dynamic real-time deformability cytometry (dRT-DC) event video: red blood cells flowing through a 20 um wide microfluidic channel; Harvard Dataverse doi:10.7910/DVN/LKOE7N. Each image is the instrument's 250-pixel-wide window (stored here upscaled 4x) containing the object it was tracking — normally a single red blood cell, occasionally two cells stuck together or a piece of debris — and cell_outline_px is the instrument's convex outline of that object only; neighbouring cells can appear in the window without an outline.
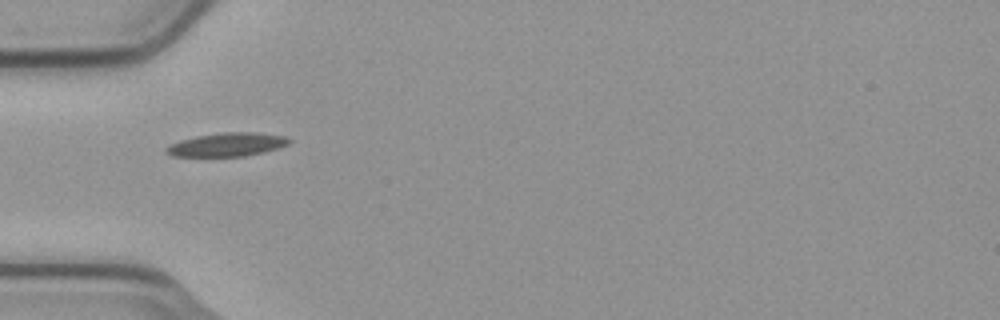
{"species": "common noctule bat (a hibernating species)", "species_latin": "Nyctalus noctula", "temperature_condition": "cold", "stored_images_in_passage": 38, "camera_frame_rate_fps": 3000, "um_per_image_px": 0.085, "animal": {"sex": "male", "body_mass_g": 23.1, "forearm_length_mm": 52.7}, "frame": {"image": 1, "passage_image": 1, "time_ms": 0.0, "image_size_px": [1000, 320], "cell_outline_px": [[292, 140], [288, 144], [264, 152], [244, 156], [172, 156], [164, 152], [164, 148], [180, 140], [196, 136], [220, 132], [256, 132], [288, 136]], "centroid_in_image_um": [19.31, 12.28], "position_along_channel_um": 65.7, "area_um2": 16.94}}
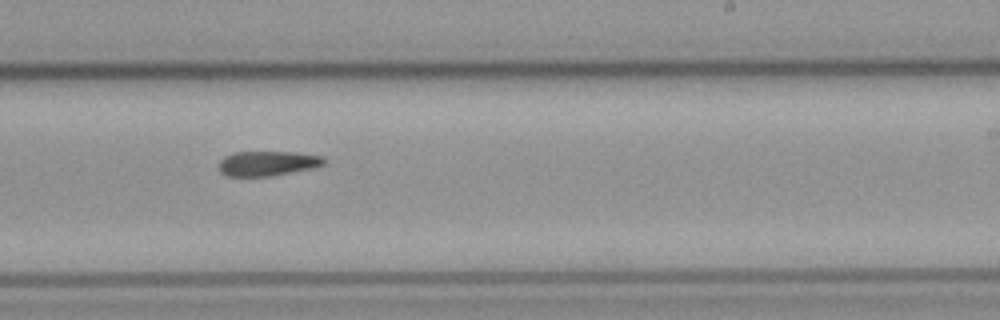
{"frame": {"image": 2, "passage_image": 17, "time_ms": 5.333, "image_size_px": [1000, 320], "cell_outline_px": [[324, 164], [312, 168], [272, 176], [224, 176], [220, 172], [220, 160], [224, 156], [232, 152], [296, 152], [324, 156]], "centroid_in_image_um": [22.72, 13.88], "position_along_channel_um": 266.3, "area_um2": 15.26}}
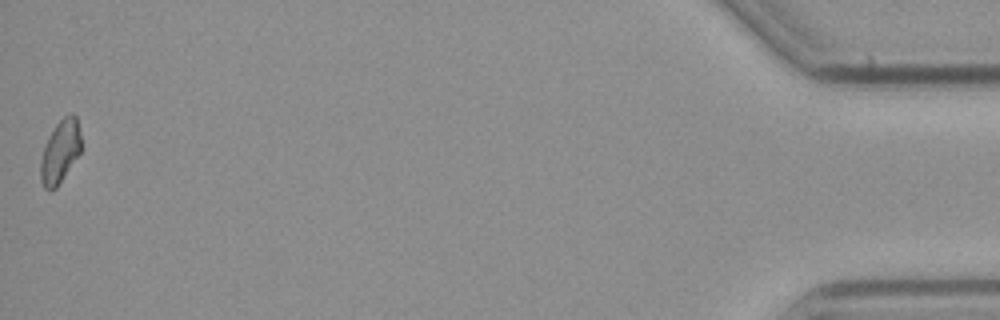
{"frame": {"image": 3, "passage_image": 38, "time_ms": 12.333, "image_size_px": [1000, 320], "cell_outline_px": [[80, 152], [56, 188], [48, 192], [44, 188], [40, 180], [40, 164], [44, 148], [56, 124], [68, 112], [72, 112], [76, 116], [80, 132]], "centroid_in_image_um": [5.11, 12.89], "position_along_channel_um": 430.1, "area_um2": 14.62}}